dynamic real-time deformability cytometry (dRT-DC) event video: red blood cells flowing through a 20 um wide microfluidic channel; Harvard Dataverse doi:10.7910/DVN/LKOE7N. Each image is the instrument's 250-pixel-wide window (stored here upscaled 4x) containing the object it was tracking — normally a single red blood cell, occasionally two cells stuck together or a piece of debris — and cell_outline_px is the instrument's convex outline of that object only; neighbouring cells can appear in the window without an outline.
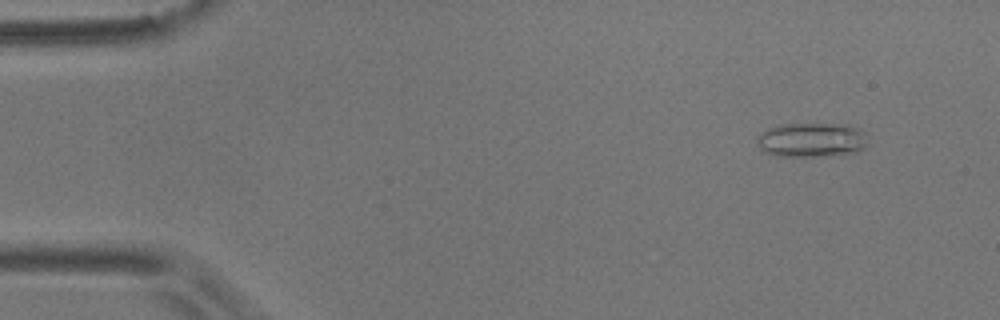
{"species": "common noctule bat (a hibernating species)", "species_latin": "Nyctalus noctula", "temperature_condition": "room temperature", "stored_images_in_passage": 5, "camera_frame_rate_fps": 3000, "um_per_image_px": 0.085, "animal": {"sex": "male", "body_mass_g": 17.9}, "frame": {"image": 1, "passage_image": 2, "time_ms": 1.333, "image_size_px": [1000, 320], "cell_outline_px": [[868, 144], [864, 148], [856, 152], [824, 156], [772, 156], [764, 152], [756, 144], [756, 140], [768, 128], [776, 124], [848, 124], [860, 128], [864, 132]], "centroid_in_image_um": [68.99, 11.89], "position_along_channel_um": 16.0, "area_um2": 22.48}}